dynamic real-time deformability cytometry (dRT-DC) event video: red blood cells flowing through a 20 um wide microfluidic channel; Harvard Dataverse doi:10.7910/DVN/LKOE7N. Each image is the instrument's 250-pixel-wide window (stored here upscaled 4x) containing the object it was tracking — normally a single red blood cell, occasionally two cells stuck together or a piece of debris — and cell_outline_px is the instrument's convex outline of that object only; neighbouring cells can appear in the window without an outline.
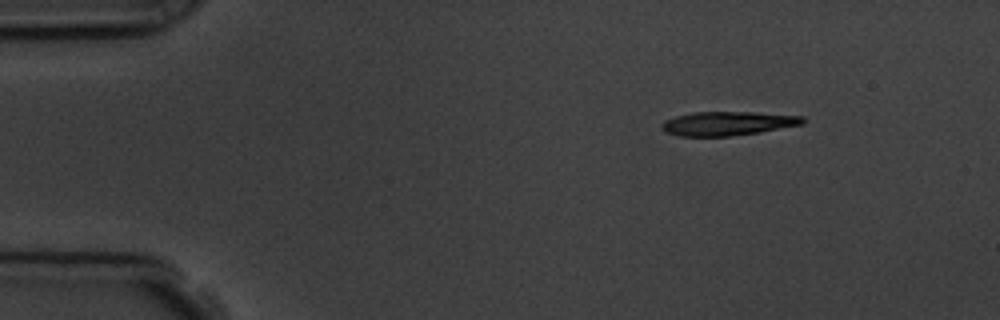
{"species": "common noctule bat (a hibernating species)", "species_latin": "Nyctalus noctula", "temperature_condition": "room temperature", "stored_images_in_passage": 5, "camera_frame_rate_fps": 3000, "um_per_image_px": 0.085, "animal": {"sex": "male", "body_mass_g": 19.5, "forearm_length_mm": 54.6}, "frame": {"image": 1, "passage_image": 1, "time_ms": 0.0, "image_size_px": [1000, 320], "cell_outline_px": [[804, 124], [760, 132], [728, 136], [680, 136], [668, 132], [660, 128], [660, 124], [664, 120], [676, 116], [692, 112], [756, 112], [804, 116]], "centroid_in_image_um": [61.86, 10.48], "position_along_channel_um": 23.1, "area_um2": 19.71}}
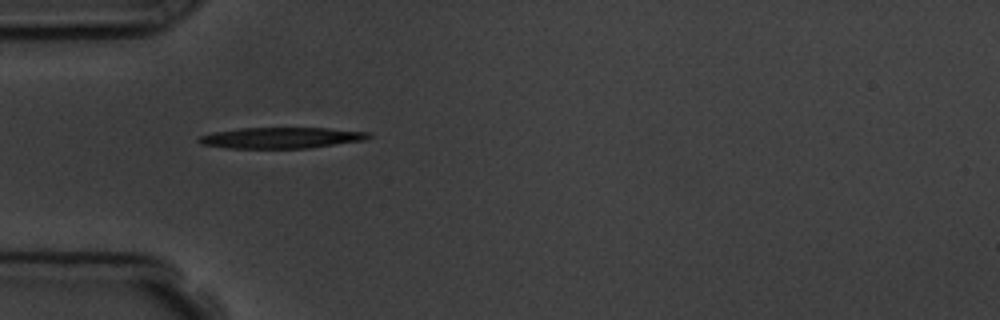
{"frame": {"image": 2, "passage_image": 3, "time_ms": 3.0, "image_size_px": [1000, 320], "cell_outline_px": [[372, 136], [364, 140], [312, 148], [228, 148], [200, 144], [196, 140], [200, 136], [212, 132], [240, 128], [328, 128], [368, 132]], "centroid_in_image_um": [23.89, 11.71], "position_along_channel_um": 61.1, "area_um2": 20.81}}